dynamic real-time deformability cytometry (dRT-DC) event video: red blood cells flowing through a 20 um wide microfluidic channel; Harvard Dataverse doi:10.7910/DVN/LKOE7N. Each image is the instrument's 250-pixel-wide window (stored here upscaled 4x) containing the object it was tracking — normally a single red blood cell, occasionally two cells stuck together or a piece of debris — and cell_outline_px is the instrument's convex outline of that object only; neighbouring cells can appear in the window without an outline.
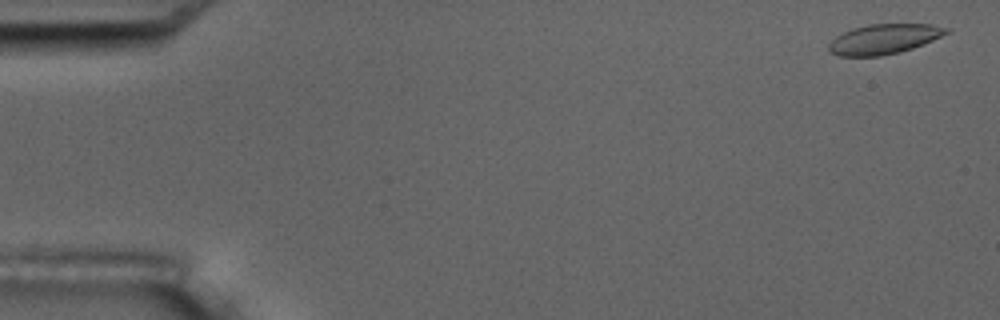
{"species": "common noctule bat (a hibernating species)", "species_latin": "Nyctalus noctula", "temperature_condition": "room temperature", "stored_images_in_passage": 5, "segment_of_instrument_passage": [1, 2], "camera_frame_rate_fps": 3000, "um_per_image_px": 0.085, "animal": {"sex": "male", "body_mass_g": 17.5, "forearm_length_mm": 52.3}, "frame": {"image": 1, "passage_image": 1, "time_ms": 0.0, "image_size_px": [1000, 320], "cell_outline_px": [[952, 32], [924, 44], [900, 52], [880, 56], [840, 56], [832, 52], [828, 48], [828, 44], [836, 36], [852, 28], [868, 24], [932, 24], [952, 28]], "centroid_in_image_um": [75.2, 3.31], "position_along_channel_um": 9.8, "area_um2": 20.69}}